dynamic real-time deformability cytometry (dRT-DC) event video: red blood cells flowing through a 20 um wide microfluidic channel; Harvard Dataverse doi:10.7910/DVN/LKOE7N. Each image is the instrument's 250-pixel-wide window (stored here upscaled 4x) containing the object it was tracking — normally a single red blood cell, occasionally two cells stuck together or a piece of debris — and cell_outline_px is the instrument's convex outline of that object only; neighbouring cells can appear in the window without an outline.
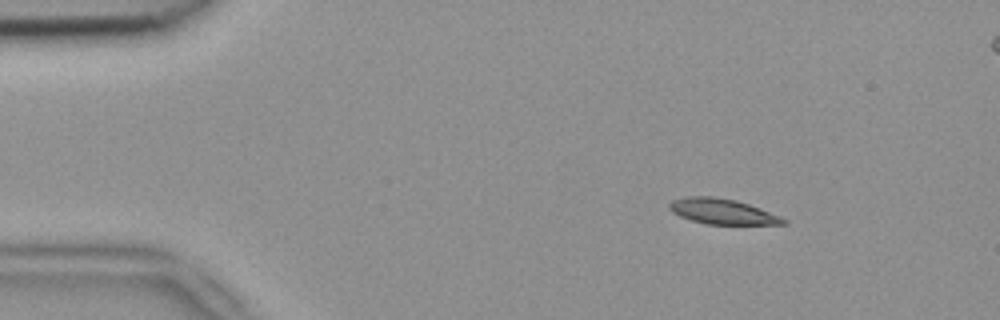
{"species": "common noctule bat (a hibernating species)", "species_latin": "Nyctalus noctula", "temperature_condition": "room temperature", "stored_images_in_passage": 4, "camera_frame_rate_fps": 3000, "um_per_image_px": 0.085, "animal": {"sex": "female", "body_mass_g": 18.4}, "frame": {"image": 1, "passage_image": 1, "time_ms": 0.0, "image_size_px": [1000, 320], "cell_outline_px": [[788, 224], [708, 224], [692, 220], [680, 216], [672, 212], [668, 208], [668, 204], [672, 200], [684, 196], [712, 196], [736, 200], [760, 208], [780, 216], [788, 220]], "centroid_in_image_um": [61.38, 17.96], "position_along_channel_um": 23.6, "area_um2": 16.88}}